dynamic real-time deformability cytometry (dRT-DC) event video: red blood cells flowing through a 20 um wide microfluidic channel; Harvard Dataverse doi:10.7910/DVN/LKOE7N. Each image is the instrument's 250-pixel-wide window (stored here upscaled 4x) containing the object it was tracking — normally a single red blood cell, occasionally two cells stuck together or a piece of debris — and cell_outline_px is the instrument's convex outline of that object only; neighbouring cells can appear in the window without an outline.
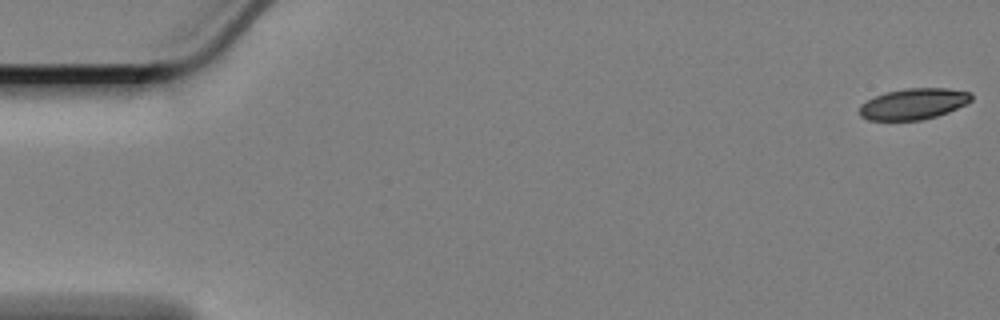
{"species": "Egyptian fruit bat (a non-hibernating species)", "species_latin": "Rousettus aegyptiacus", "temperature_condition": "cold", "stored_images_in_passage": 60, "segment_of_instrument_passage": [1, 2], "camera_frame_rate_fps": 3000, "um_per_image_px": 0.085, "animal": {"sex": "female"}, "frame": {"image": 1, "passage_image": 1, "time_ms": 0.0, "image_size_px": [1000, 320], "cell_outline_px": [[972, 100], [948, 112], [936, 116], [920, 120], [868, 120], [860, 116], [860, 104], [884, 92], [904, 88], [948, 88], [972, 92]], "centroid_in_image_um": [77.65, 8.82], "position_along_channel_um": 7.4, "area_um2": 20.23}}
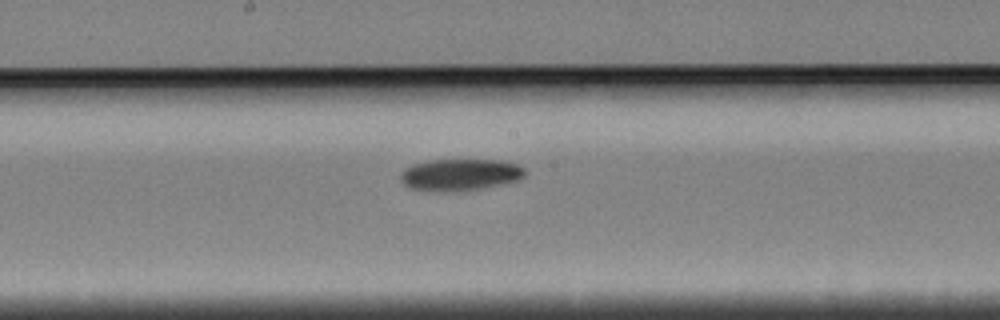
{"frame": {"image": 2, "passage_image": 31, "time_ms": 10.0, "image_size_px": [1000, 320], "cell_outline_px": [[524, 176], [520, 180], [504, 184], [484, 188], [452, 192], [428, 192], [408, 188], [400, 180], [400, 172], [404, 168], [412, 164], [428, 160], [500, 160], [516, 164], [524, 168]], "centroid_in_image_um": [39.05, 14.87], "position_along_channel_um": 209.1, "area_um2": 23.58}}
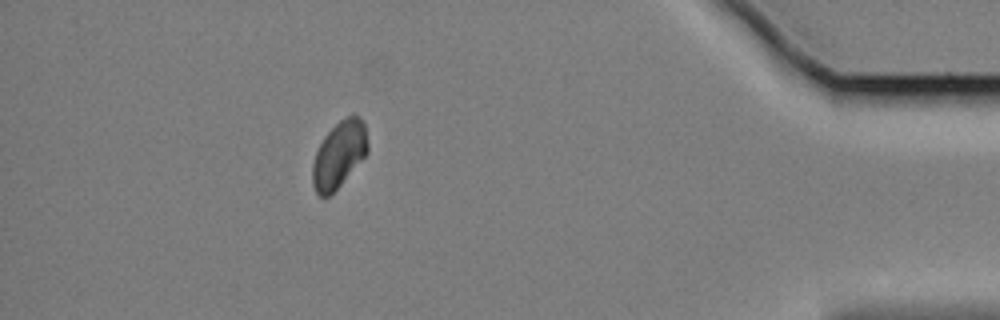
{"frame": {"image": 3, "passage_image": 53, "time_ms": 17.333, "image_size_px": [1000, 320], "cell_outline_px": [[368, 152], [340, 184], [328, 196], [320, 196], [316, 192], [312, 184], [312, 164], [316, 152], [324, 136], [340, 120], [352, 112], [364, 124], [368, 144]], "centroid_in_image_um": [28.8, 13.11], "position_along_channel_um": 406.4, "area_um2": 20.98}}